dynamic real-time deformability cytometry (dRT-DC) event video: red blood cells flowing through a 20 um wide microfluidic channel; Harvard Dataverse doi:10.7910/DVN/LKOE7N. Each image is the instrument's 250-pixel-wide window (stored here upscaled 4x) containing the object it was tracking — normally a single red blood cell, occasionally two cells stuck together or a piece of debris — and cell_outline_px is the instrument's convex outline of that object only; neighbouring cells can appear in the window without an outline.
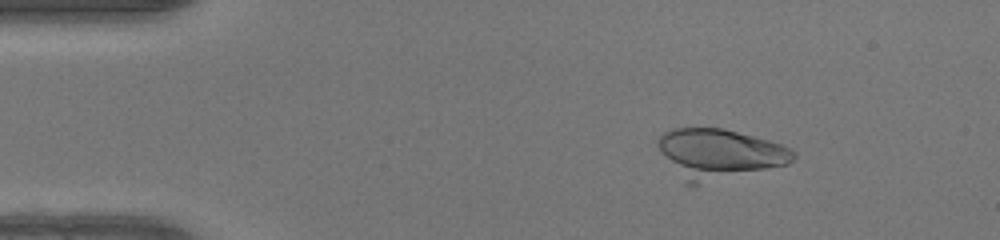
{"species": "human", "species_latin": "Homo sapiens", "temperature_condition": "warm", "stored_images_in_passage": 45, "camera_frame_rate_fps": 3000, "um_per_image_px": 0.085, "donor": {"sex": "female"}, "frame": {"image": 1, "passage_image": 3, "time_ms": 0.667, "image_size_px": [1000, 240], "cell_outline_px": [[796, 156], [788, 164], [696, 184], [684, 184], [660, 148], [656, 140], [664, 132], [672, 128], [724, 128], [768, 140], [792, 148], [796, 152]], "centroid_in_image_um": [61.16, 13.04], "position_along_channel_um": 23.8, "area_um2": 38.44}}
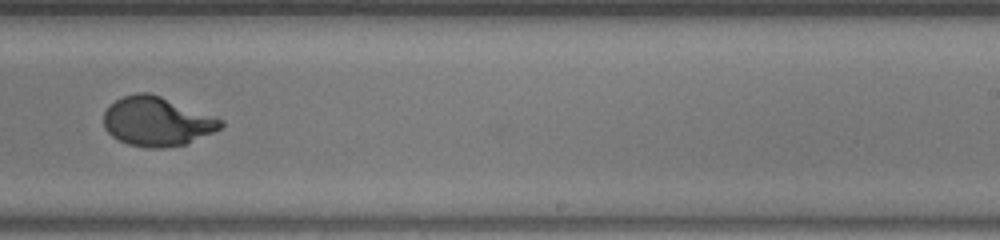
{"frame": {"image": 2, "passage_image": 27, "time_ms": 8.667, "image_size_px": [1000, 240], "cell_outline_px": [[224, 124], [220, 128], [212, 132], [184, 144], [164, 148], [144, 148], [128, 144], [112, 136], [104, 128], [104, 112], [116, 100], [124, 96], [136, 92], [148, 92], [160, 96], [216, 116], [224, 120]], "centroid_in_image_um": [13.34, 10.32], "position_along_channel_um": 275.7, "area_um2": 33.41}}
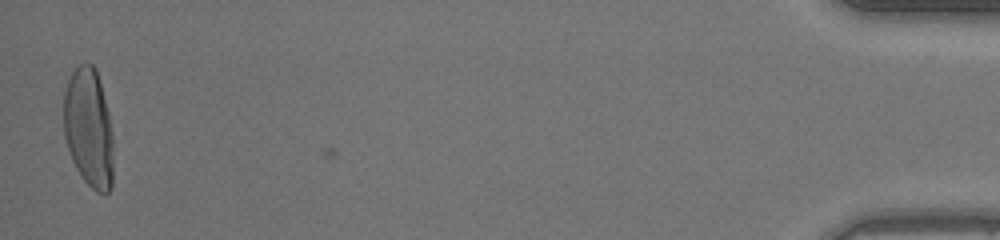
{"frame": {"image": 3, "passage_image": 45, "time_ms": 14.667, "image_size_px": [1000, 240], "cell_outline_px": [[112, 188], [108, 192], [96, 192], [80, 176], [72, 160], [64, 136], [64, 92], [68, 80], [72, 72], [80, 64], [92, 64], [96, 68], [108, 112], [112, 132]], "centroid_in_image_um": [7.53, 10.89], "position_along_channel_um": 427.7, "area_um2": 34.28}, "authors_computed_cell_mechanics": {"area_um2": 34.0442, "velocity_mm_per_s": 4.1655, "shape_relaxation_time_tau1_ms": 4.7666, "shape_relaxation_time_tau2_ms": null, "deformation_change_tau1": 0.2618, "deformation_change_tau2": null}}